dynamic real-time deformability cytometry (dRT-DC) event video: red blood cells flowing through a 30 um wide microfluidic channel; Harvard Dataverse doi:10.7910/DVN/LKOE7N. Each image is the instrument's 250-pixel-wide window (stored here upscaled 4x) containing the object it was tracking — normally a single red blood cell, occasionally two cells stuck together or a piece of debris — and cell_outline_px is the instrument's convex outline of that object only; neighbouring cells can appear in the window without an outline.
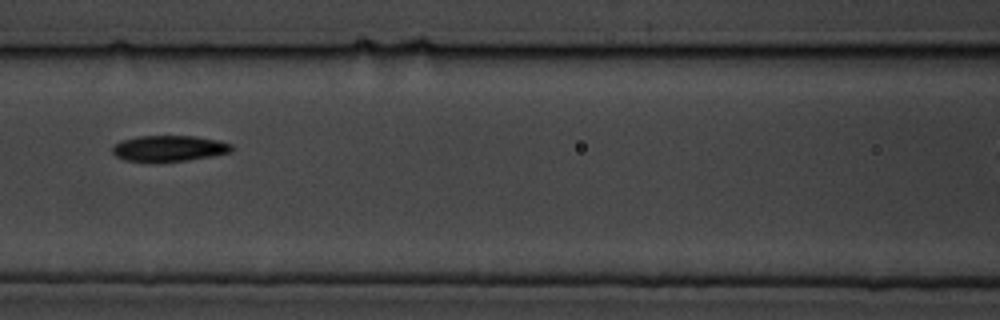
{"species": "common noctule bat (a hibernating species)", "species_latin": "Nyctalus noctula", "temperature_condition": "cold", "stored_images_in_passage": 8, "segment_of_instrument_passage": [1, 2], "camera_frame_rate_fps": 3000, "um_per_image_px": 0.085, "animal": {"sex": "male", "body_mass_g": 19.5, "forearm_length_mm": 54.6}, "frame": {"image": 1, "passage_image": 5, "time_ms": 4.667, "image_size_px": [1000, 320], "cell_outline_px": [[232, 152], [212, 156], [188, 160], [152, 164], [148, 164], [124, 160], [116, 156], [112, 152], [112, 144], [120, 140], [140, 136], [196, 136], [220, 140], [232, 144]], "centroid_in_image_um": [14.32, 12.64], "position_along_channel_um": 152.3, "area_um2": 18.79}}
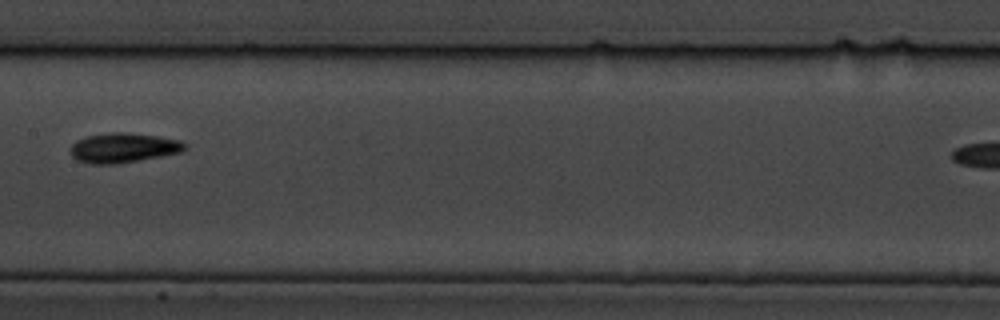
{"frame": {"image": 2, "passage_image": 6, "time_ms": 6.0, "image_size_px": [1000, 320], "cell_outline_px": [[188, 148], [180, 152], [160, 156], [116, 164], [88, 164], [76, 160], [72, 156], [72, 144], [76, 140], [84, 136], [112, 132], [128, 132], [156, 136], [180, 140], [188, 144]], "centroid_in_image_um": [10.48, 12.56], "position_along_channel_um": 196.9, "area_um2": 19.88}}
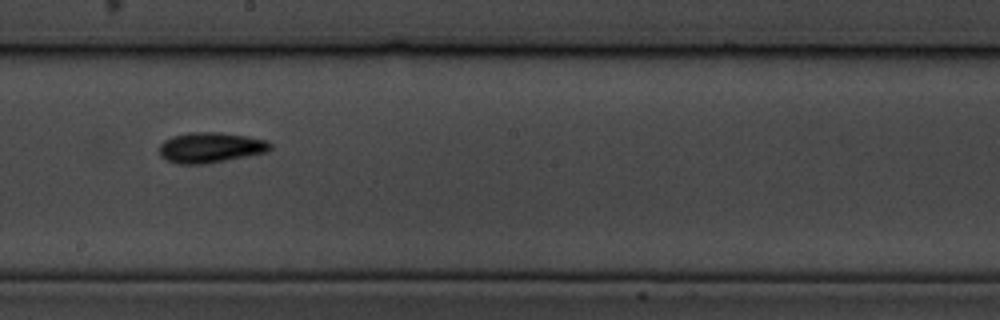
{"frame": {"image": 3, "passage_image": 7, "time_ms": 7.0, "image_size_px": [1000, 320], "cell_outline_px": [[272, 148], [268, 152], [204, 164], [176, 164], [160, 156], [160, 144], [164, 140], [172, 136], [188, 132], [220, 132], [248, 136], [268, 140], [272, 144]], "centroid_in_image_um": [17.91, 12.53], "position_along_channel_um": 230.3, "area_um2": 19.83}}